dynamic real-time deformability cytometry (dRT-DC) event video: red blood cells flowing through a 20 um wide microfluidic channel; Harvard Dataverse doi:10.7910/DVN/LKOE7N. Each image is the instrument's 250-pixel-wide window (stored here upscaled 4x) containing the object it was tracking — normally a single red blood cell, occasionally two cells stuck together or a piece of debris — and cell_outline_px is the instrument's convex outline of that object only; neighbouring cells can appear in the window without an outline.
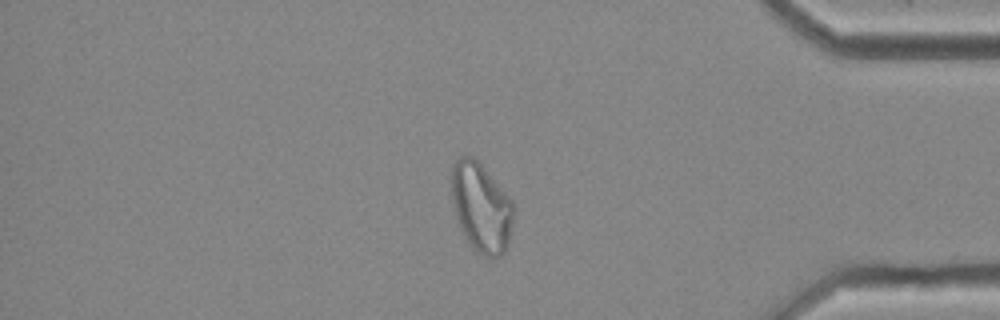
{"species": "common noctule bat (a hibernating species)", "species_latin": "Nyctalus noctula", "temperature_condition": "cold", "stored_images_in_passage": 55, "camera_frame_rate_fps": 3000, "um_per_image_px": 0.085, "animal": {"sex": "female", "body_mass_g": 25.1}, "frame": {"image": 1, "passage_image": 47, "time_ms": 15.333, "image_size_px": [1000, 320], "cell_outline_px": [[512, 220], [508, 244], [504, 252], [500, 256], [484, 256], [476, 252], [472, 248], [464, 236], [460, 228], [456, 216], [452, 200], [452, 164], [460, 156], [472, 156], [484, 168], [512, 200]], "centroid_in_image_um": [40.88, 17.64], "position_along_channel_um": 394.3, "area_um2": 31.79}}